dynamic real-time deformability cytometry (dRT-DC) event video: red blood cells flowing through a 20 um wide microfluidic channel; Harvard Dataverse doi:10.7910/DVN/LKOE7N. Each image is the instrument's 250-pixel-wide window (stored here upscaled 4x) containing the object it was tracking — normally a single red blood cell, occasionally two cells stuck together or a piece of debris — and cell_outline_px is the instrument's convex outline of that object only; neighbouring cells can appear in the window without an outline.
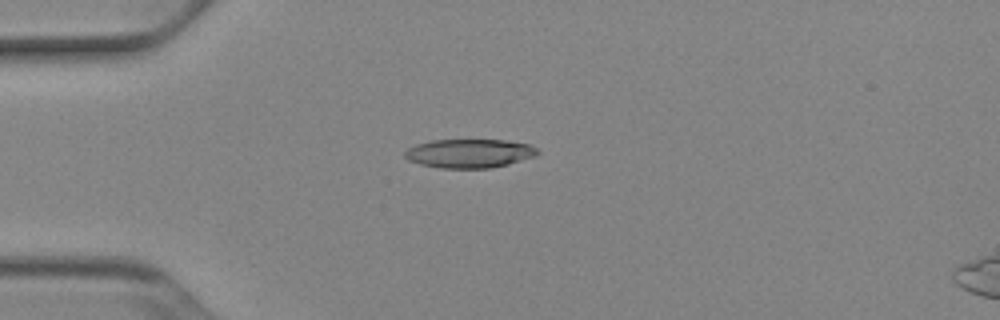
{"species": "Egyptian fruit bat (a non-hibernating species)", "species_latin": "Rousettus aegyptiacus", "temperature_condition": "cold", "stored_images_in_passage": 39, "camera_frame_rate_fps": 3000, "um_per_image_px": 0.085, "animal": {"sex": "female"}, "frame": {"image": 1, "passage_image": 1, "time_ms": 0.0, "image_size_px": [1000, 320], "cell_outline_px": [[540, 152], [536, 156], [508, 164], [492, 168], [440, 168], [420, 164], [408, 160], [404, 156], [404, 152], [408, 148], [416, 144], [432, 140], [504, 140], [528, 144], [536, 148]], "centroid_in_image_um": [39.89, 13.04], "position_along_channel_um": 45.1, "area_um2": 22.31}}
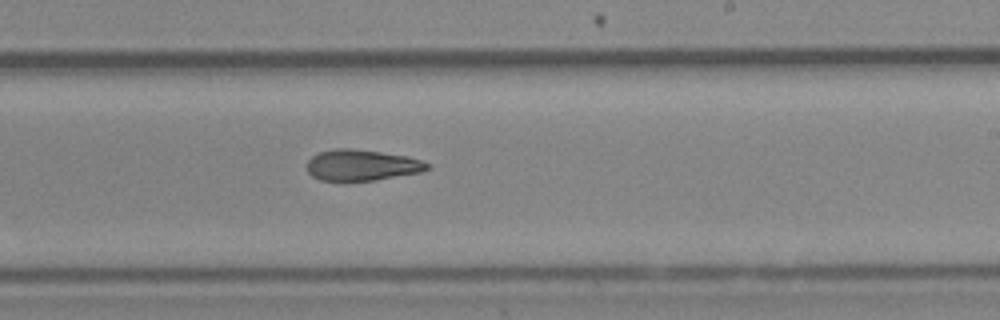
{"frame": {"image": 2, "passage_image": 19, "time_ms": 6.0, "image_size_px": [1000, 320], "cell_outline_px": [[432, 164], [428, 168], [420, 172], [376, 180], [320, 180], [312, 176], [308, 172], [308, 160], [312, 156], [320, 152], [336, 148], [352, 148], [408, 156]], "centroid_in_image_um": [30.76, 14.03], "position_along_channel_um": 258.2, "area_um2": 21.56}}
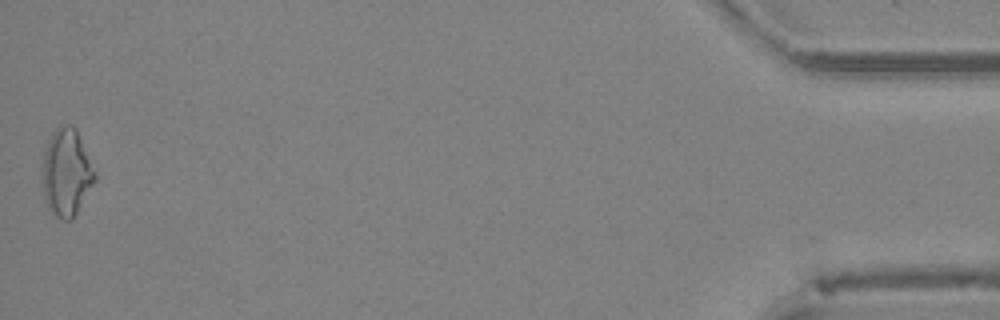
{"frame": {"image": 3, "passage_image": 39, "time_ms": 12.667, "image_size_px": [1000, 320], "cell_outline_px": [[96, 180], [72, 220], [60, 220], [48, 208], [44, 196], [44, 152], [48, 140], [52, 132], [60, 124], [72, 124], [76, 128], [96, 172]], "centroid_in_image_um": [5.68, 14.64], "position_along_channel_um": 429.5, "area_um2": 26.53}, "authors_computed_cell_mechanics": {"area_um2": 22.5998, "velocity_mm_per_s": 3.9174, "shape_relaxation_time_tau1_ms": 5.2688, "shape_relaxation_time_tau2_ms": null, "deformation_change_tau1": 0.1815, "deformation_change_tau2": null}}